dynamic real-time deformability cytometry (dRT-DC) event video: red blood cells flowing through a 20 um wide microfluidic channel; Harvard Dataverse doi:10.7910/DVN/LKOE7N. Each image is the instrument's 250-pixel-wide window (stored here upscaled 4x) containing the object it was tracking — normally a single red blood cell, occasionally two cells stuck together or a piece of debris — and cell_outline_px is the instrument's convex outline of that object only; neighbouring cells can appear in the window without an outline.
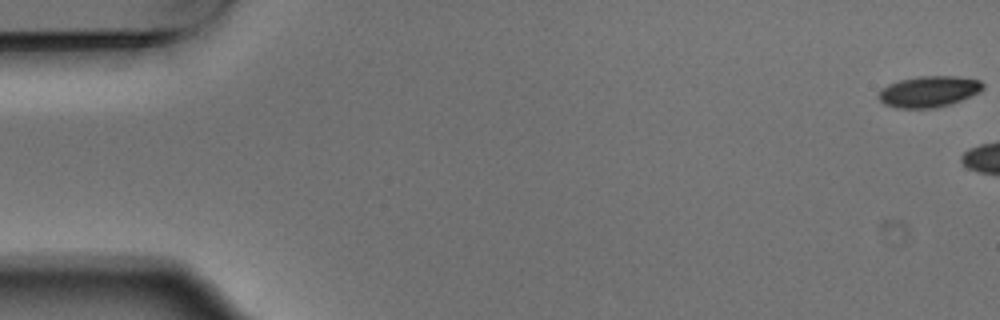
{"species": "Egyptian fruit bat (a non-hibernating species)", "species_latin": "Rousettus aegyptiacus", "temperature_condition": "warm", "stored_images_in_passage": 6, "camera_frame_rate_fps": 3000, "um_per_image_px": 0.085, "animal": {"sex": "male"}, "frame": {"image": 1, "passage_image": 1, "time_ms": 0.0, "image_size_px": [1000, 320], "cell_outline_px": [[984, 88], [980, 92], [960, 100], [936, 108], [896, 108], [884, 104], [876, 96], [888, 84], [900, 80], [920, 76], [956, 76], [980, 80], [984, 84]], "centroid_in_image_um": [78.95, 7.78], "position_along_channel_um": 6.0, "area_um2": 18.84}}
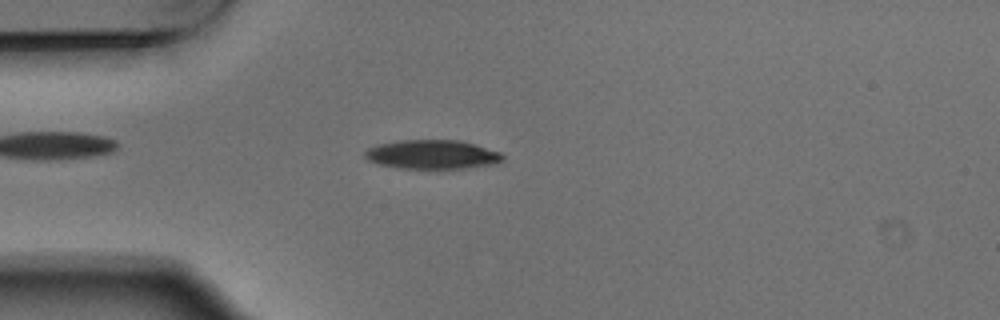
{"frame": {"image": 2, "passage_image": 6, "time_ms": 1.667, "image_size_px": [1000, 320], "cell_outline_px": [[504, 160], [492, 164], [464, 168], [400, 168], [380, 164], [368, 160], [364, 156], [364, 152], [368, 148], [376, 144], [400, 140], [460, 140], [500, 152], [504, 156]], "centroid_in_image_um": [36.71, 13.12], "position_along_channel_um": 48.3, "area_um2": 23.18}}